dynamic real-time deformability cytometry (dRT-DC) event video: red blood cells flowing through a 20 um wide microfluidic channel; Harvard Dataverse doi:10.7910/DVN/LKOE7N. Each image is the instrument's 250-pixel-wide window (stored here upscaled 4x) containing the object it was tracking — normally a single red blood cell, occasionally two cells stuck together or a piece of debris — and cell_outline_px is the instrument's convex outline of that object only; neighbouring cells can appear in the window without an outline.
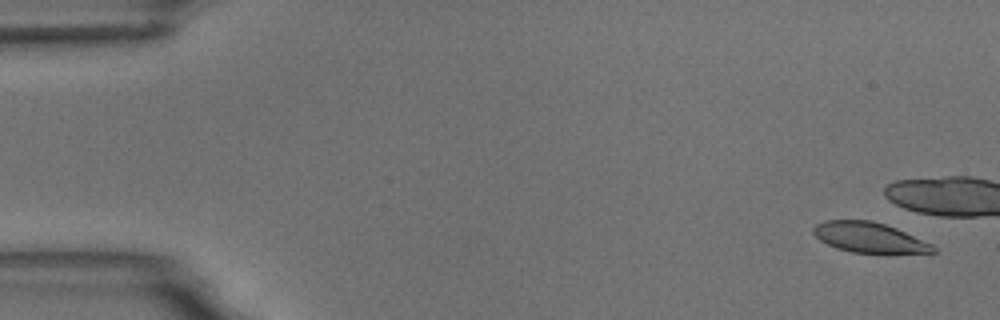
{"species": "common noctule bat (a hibernating species)", "species_latin": "Nyctalus noctula", "temperature_condition": "room temperature", "stored_images_in_passage": 6, "camera_frame_rate_fps": 3000, "um_per_image_px": 0.085, "animal": {"sex": "male", "body_mass_g": 18.8}, "frame": {"image": 1, "passage_image": 1, "time_ms": 0.0, "image_size_px": [1000, 320], "cell_outline_px": [[936, 252], [852, 252], [836, 248], [820, 240], [812, 232], [812, 228], [816, 224], [824, 220], [872, 220], [896, 228], [932, 244], [936, 248]], "centroid_in_image_um": [73.83, 20.16], "position_along_channel_um": 11.2, "area_um2": 20.69}}